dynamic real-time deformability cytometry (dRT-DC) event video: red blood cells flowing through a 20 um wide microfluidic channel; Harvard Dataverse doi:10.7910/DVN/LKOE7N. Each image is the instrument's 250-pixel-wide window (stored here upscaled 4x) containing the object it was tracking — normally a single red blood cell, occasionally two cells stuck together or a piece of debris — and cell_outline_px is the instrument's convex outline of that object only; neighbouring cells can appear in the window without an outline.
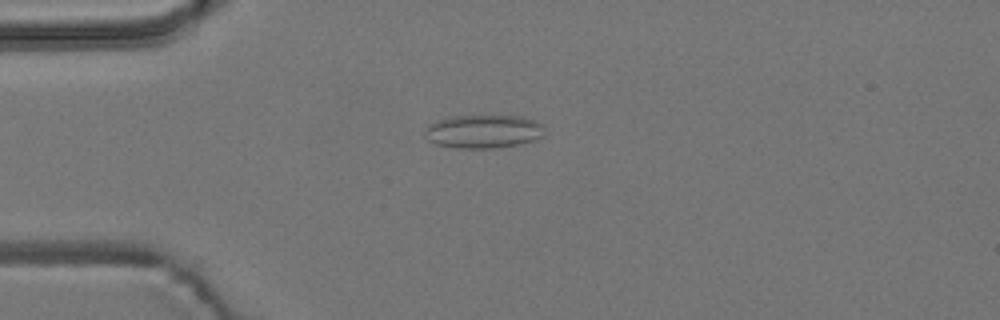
{"species": "common noctule bat (a hibernating species)", "species_latin": "Nyctalus noctula", "temperature_condition": "room temperature", "stored_images_in_passage": 8, "camera_frame_rate_fps": 3000, "um_per_image_px": 0.085, "animal": {"sex": "male", "body_mass_g": 19.2, "forearm_length_mm": 51.8}, "frame": {"image": 1, "passage_image": 4, "time_ms": 4.333, "image_size_px": [1000, 320], "cell_outline_px": [[544, 136], [536, 140], [516, 144], [492, 148], [460, 148], [436, 144], [428, 140], [424, 136], [424, 128], [428, 124], [440, 120], [456, 116], [524, 116], [536, 120], [540, 124], [544, 132]], "centroid_in_image_um": [41.08, 11.17], "position_along_channel_um": 43.9, "area_um2": 23.24}}
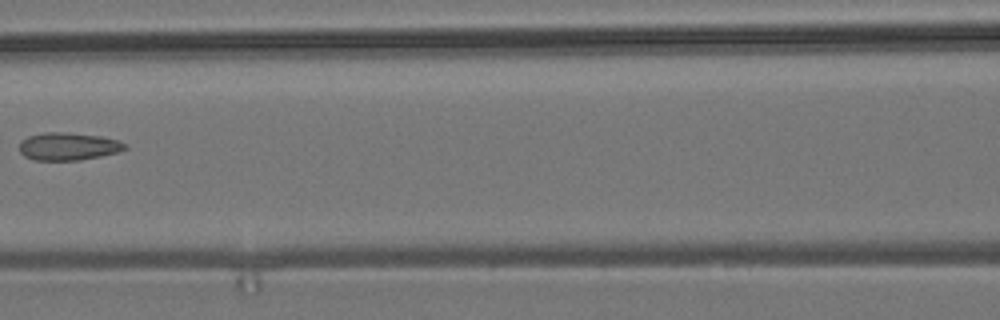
{"frame": {"image": 2, "passage_image": 7, "time_ms": 8.0, "image_size_px": [1000, 320], "cell_outline_px": [[128, 148], [116, 152], [100, 156], [80, 160], [36, 160], [24, 156], [20, 152], [20, 140], [28, 136], [44, 132], [68, 132], [100, 136], [116, 140], [128, 144]], "centroid_in_image_um": [5.79, 12.43], "position_along_channel_um": 160.8, "area_um2": 17.05}}
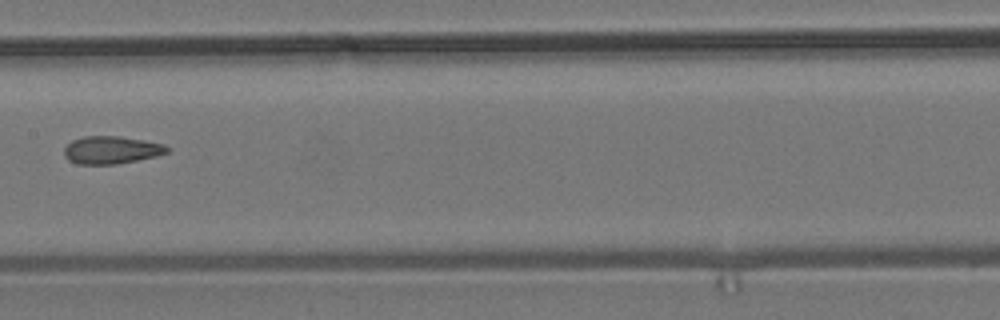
{"frame": {"image": 3, "passage_image": 8, "time_ms": 9.0, "image_size_px": [1000, 320], "cell_outline_px": [[172, 148], [168, 152], [156, 156], [116, 164], [80, 164], [68, 160], [64, 156], [64, 148], [72, 140], [84, 136], [120, 136], [144, 140], [164, 144]], "centroid_in_image_um": [9.48, 12.74], "position_along_channel_um": 197.9, "area_um2": 16.65}}